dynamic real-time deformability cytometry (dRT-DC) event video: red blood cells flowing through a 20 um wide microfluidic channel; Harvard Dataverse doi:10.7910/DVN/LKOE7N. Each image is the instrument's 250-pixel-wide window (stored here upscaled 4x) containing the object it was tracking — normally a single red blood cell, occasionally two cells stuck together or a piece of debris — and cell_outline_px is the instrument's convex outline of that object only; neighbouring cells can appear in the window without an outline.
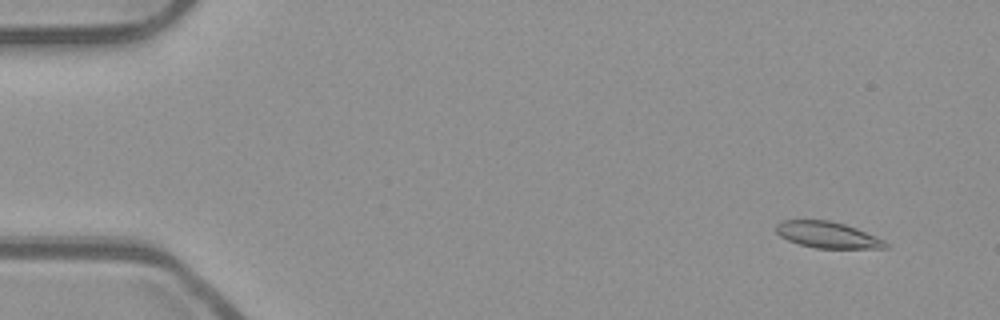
{"species": "common noctule bat (a hibernating species)", "species_latin": "Nyctalus noctula", "temperature_condition": "room temperature", "stored_images_in_passage": 54, "camera_frame_rate_fps": 3000, "um_per_image_px": 0.085, "animal": {"sex": "male", "body_mass_g": 23.1, "forearm_length_mm": 52.7}, "frame": {"image": 1, "passage_image": 5, "time_ms": 1.333, "image_size_px": [1000, 320], "cell_outline_px": [[888, 248], [816, 248], [800, 244], [788, 240], [780, 236], [776, 232], [776, 224], [784, 220], [828, 220], [844, 224], [856, 228], [884, 240], [888, 244]], "centroid_in_image_um": [70.33, 19.96], "position_along_channel_um": 14.7, "area_um2": 16.59}}
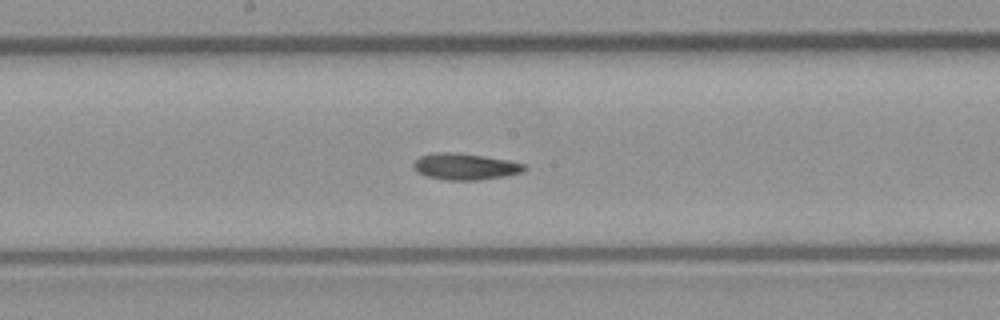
{"frame": {"image": 2, "passage_image": 29, "time_ms": 9.333, "image_size_px": [1000, 320], "cell_outline_px": [[528, 168], [524, 172], [504, 176], [480, 180], [444, 180], [428, 176], [412, 168], [412, 164], [420, 156], [436, 152], [452, 152], [484, 156], [508, 160], [528, 164]], "centroid_in_image_um": [39.59, 14.16], "position_along_channel_um": 208.6, "area_um2": 17.17}}
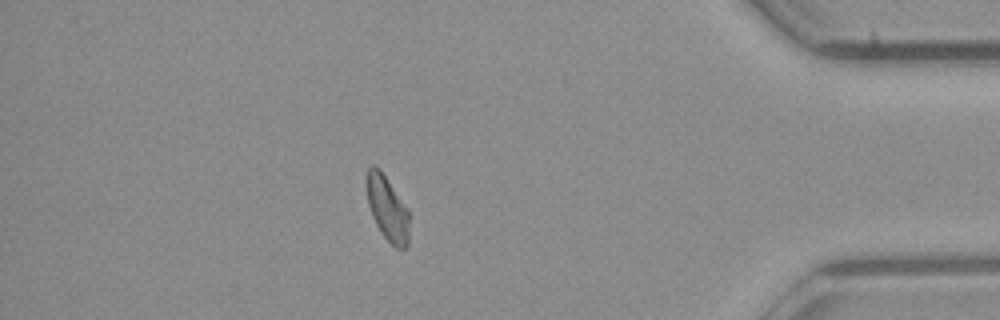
{"frame": {"image": 3, "passage_image": 47, "time_ms": 15.333, "image_size_px": [1000, 320], "cell_outline_px": [[408, 244], [404, 248], [396, 248], [380, 232], [372, 216], [368, 204], [364, 184], [364, 176], [368, 168], [372, 164], [376, 164], [380, 168], [408, 208]], "centroid_in_image_um": [32.87, 17.61], "position_along_channel_um": 402.3, "area_um2": 16.47}, "authors_computed_cell_mechanics": {"area_um2": 16.762, "velocity_mm_per_s": 3.9463, "shape_relaxation_time_tau1_ms": null, "shape_relaxation_time_tau2_ms": 8.6235, "deformation_change_tau1": null, "deformation_change_tau2": 0.1429}}